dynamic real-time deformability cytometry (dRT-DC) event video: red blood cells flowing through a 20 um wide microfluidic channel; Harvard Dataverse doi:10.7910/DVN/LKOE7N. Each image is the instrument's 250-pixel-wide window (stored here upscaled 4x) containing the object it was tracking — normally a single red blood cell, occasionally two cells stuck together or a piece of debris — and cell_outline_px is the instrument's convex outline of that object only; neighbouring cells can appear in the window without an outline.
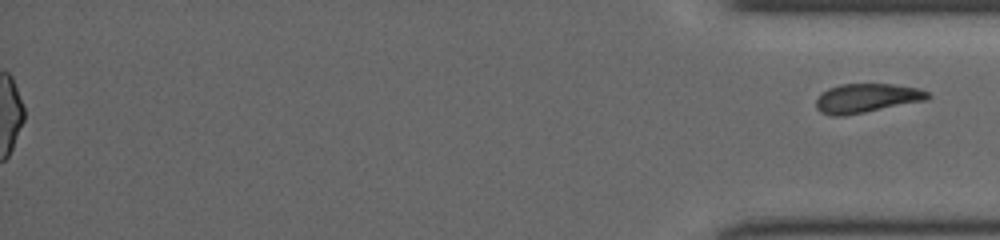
{"species": "common noctule bat (a hibernating species)", "species_latin": "Nyctalus noctula", "temperature_condition": "cold", "stored_images_in_passage": 52, "segment_of_instrument_passage": [2, 2], "camera_frame_rate_fps": 3000, "um_per_image_px": 0.085, "animal": {"sex": "female", "body_mass_g": 19.5, "forearm_length_mm": 54.1}, "frame": {"image": 1, "passage_image": 52, "time_ms": 17.0, "image_size_px": [1000, 240], "cell_outline_px": [[932, 96], [928, 100], [844, 116], [832, 116], [820, 112], [816, 108], [816, 100], [828, 88], [840, 84], [892, 84], [920, 88], [928, 92]], "centroid_in_image_um": [73.7, 8.34], "position_along_channel_um": 361.5, "area_um2": 19.02}}